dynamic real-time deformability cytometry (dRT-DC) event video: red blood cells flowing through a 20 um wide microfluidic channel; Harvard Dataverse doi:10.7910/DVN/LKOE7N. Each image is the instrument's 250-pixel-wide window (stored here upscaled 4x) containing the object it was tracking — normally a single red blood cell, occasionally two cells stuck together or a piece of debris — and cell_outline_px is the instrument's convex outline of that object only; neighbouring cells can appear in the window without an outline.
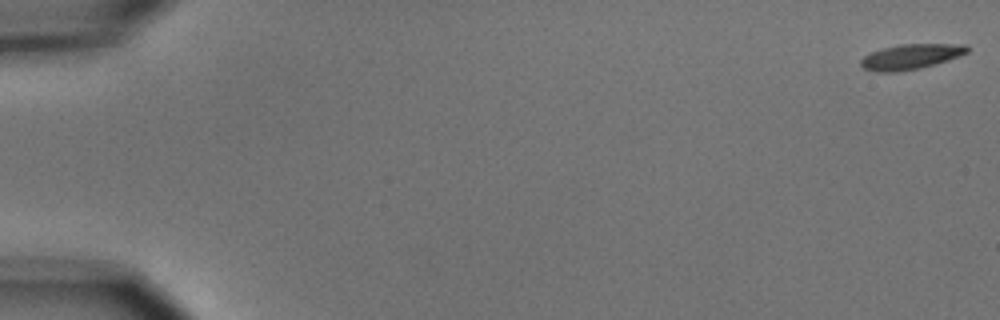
{"species": "common noctule bat (a hibernating species)", "species_latin": "Nyctalus noctula", "temperature_condition": "cold", "stored_images_in_passage": 6, "camera_frame_rate_fps": 3000, "um_per_image_px": 0.085, "animal": {"sex": "male", "body_mass_g": 15.6}, "frame": {"image": 1, "passage_image": 1, "time_ms": 0.0, "image_size_px": [1000, 320], "cell_outline_px": [[968, 52], [960, 56], [936, 64], [920, 68], [896, 72], [876, 72], [864, 68], [860, 64], [860, 60], [864, 56], [872, 52], [884, 48], [900, 44], [968, 44]], "centroid_in_image_um": [77.44, 4.82], "position_along_channel_um": 7.6, "area_um2": 15.61}}
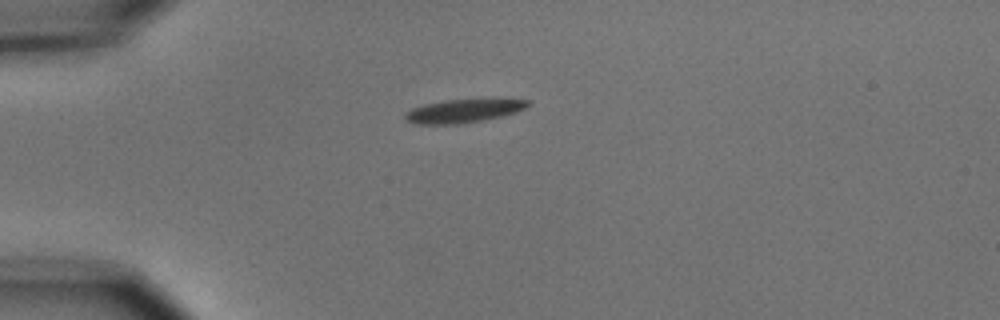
{"frame": {"image": 2, "passage_image": 5, "time_ms": 4.667, "image_size_px": [1000, 320], "cell_outline_px": [[532, 100], [524, 108], [516, 112], [500, 116], [460, 124], [416, 124], [408, 120], [404, 116], [404, 112], [412, 108], [424, 104], [444, 100], [508, 96]], "centroid_in_image_um": [39.5, 9.36], "position_along_channel_um": 45.5, "area_um2": 17.51}}